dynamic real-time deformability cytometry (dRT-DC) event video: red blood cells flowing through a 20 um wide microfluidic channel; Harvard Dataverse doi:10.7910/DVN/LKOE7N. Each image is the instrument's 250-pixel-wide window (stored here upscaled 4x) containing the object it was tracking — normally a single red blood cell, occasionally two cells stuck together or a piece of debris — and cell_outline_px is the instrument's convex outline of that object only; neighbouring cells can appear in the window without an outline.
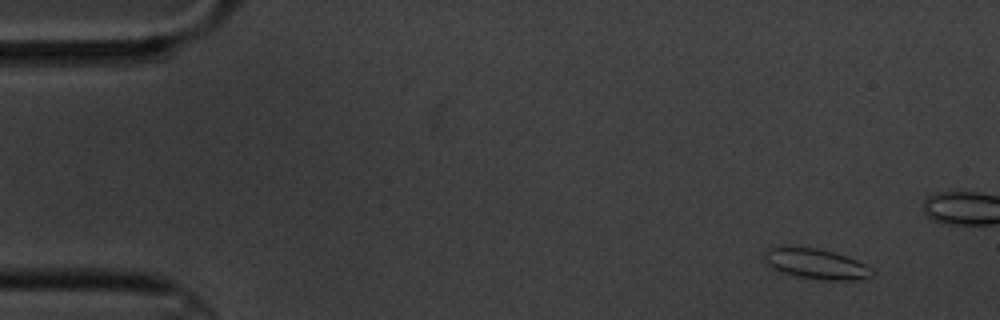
{"species": "common noctule bat (a hibernating species)", "species_latin": "Nyctalus noctula", "temperature_condition": "cold", "stored_images_in_passage": 5, "camera_frame_rate_fps": 3000, "um_per_image_px": 0.085, "animal": {"sex": "male", "body_mass_g": 20.1, "forearm_length_mm": 53.5}, "frame": {"image": 1, "passage_image": 1, "time_ms": 0.0, "image_size_px": [1000, 320], "cell_outline_px": [[876, 272], [872, 276], [856, 280], [828, 280], [796, 276], [780, 272], [772, 268], [764, 260], [764, 252], [768, 248], [780, 244], [816, 248], [832, 252], [856, 260], [872, 268]], "centroid_in_image_um": [69.3, 22.4], "position_along_channel_um": 15.7, "area_um2": 19.36}}